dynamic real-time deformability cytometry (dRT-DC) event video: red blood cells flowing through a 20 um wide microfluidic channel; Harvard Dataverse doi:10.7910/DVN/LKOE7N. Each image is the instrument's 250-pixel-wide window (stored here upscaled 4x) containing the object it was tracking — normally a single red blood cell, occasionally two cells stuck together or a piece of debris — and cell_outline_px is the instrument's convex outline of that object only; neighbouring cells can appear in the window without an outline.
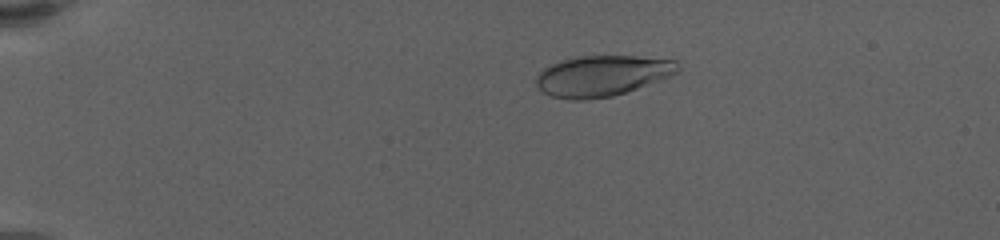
{"species": "human", "species_latin": "Homo sapiens", "temperature_condition": "warm", "stored_images_in_passage": 19, "camera_frame_rate_fps": 3000, "um_per_image_px": 0.085, "donor": {"sex": "female"}, "frame": {"image": 1, "passage_image": 11, "time_ms": 4.333, "image_size_px": [1000, 240], "cell_outline_px": [[680, 72], [660, 80], [612, 96], [584, 100], [572, 100], [552, 96], [544, 92], [536, 84], [536, 76], [544, 68], [560, 60], [580, 56], [636, 56], [676, 60], [680, 68]], "centroid_in_image_um": [51.2, 6.43], "position_along_channel_um": 33.8, "area_um2": 33.47}}
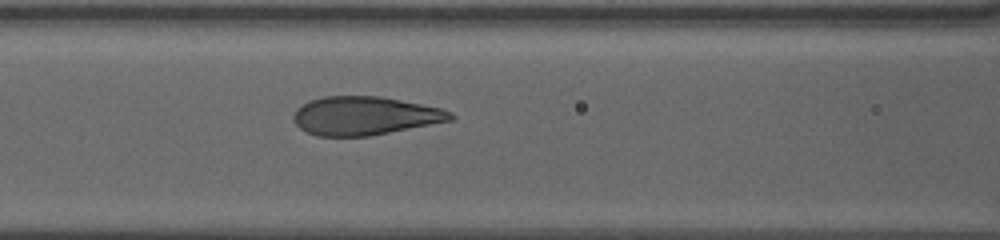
{"frame": {"image": 2, "passage_image": 19, "time_ms": 9.667, "image_size_px": [1000, 240], "cell_outline_px": [[456, 116], [452, 120], [368, 136], [316, 136], [300, 128], [296, 124], [292, 116], [296, 108], [308, 100], [324, 96], [380, 96], [440, 108], [452, 112]], "centroid_in_image_um": [30.96, 9.83], "position_along_channel_um": 135.6, "area_um2": 35.08}}